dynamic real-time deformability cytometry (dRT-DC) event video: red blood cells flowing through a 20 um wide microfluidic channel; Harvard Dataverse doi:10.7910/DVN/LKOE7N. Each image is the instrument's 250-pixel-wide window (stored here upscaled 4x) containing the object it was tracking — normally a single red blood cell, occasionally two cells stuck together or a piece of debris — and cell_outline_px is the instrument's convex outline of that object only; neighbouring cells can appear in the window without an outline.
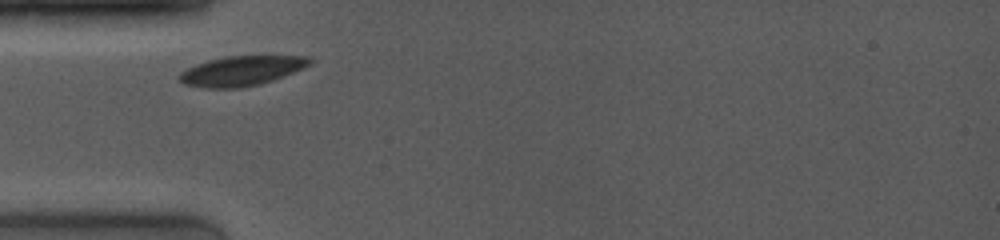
{"species": "common noctule bat (a hibernating species)", "species_latin": "Nyctalus noctula", "temperature_condition": "room temperature", "stored_images_in_passage": 6, "camera_frame_rate_fps": 4000, "um_per_image_px": 0.085, "animal": {"sex": "female", "body_mass_g": 19.0, "forearm_length_mm": 53.3}, "frame": {"image": 1, "passage_image": 1, "time_ms": 0.0, "image_size_px": [1000, 240], "cell_outline_px": [[312, 60], [304, 68], [284, 76], [260, 84], [240, 88], [204, 88], [184, 84], [180, 80], [180, 72], [196, 64], [208, 60], [224, 56], [308, 56]], "centroid_in_image_um": [20.52, 6.02], "position_along_channel_um": 64.5, "area_um2": 22.48}}
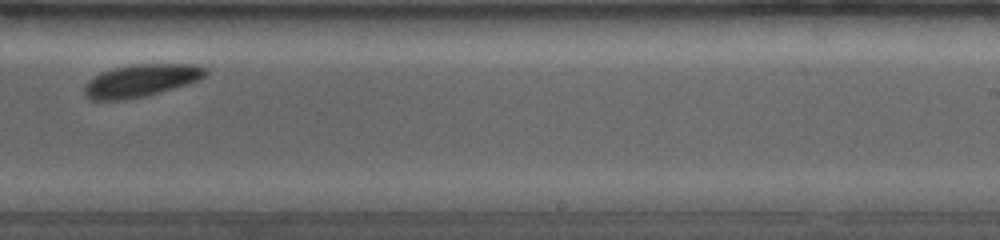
{"frame": {"image": 2, "passage_image": 6, "time_ms": 5.5, "image_size_px": [1000, 240], "cell_outline_px": [[208, 72], [200, 80], [188, 84], [160, 92], [144, 96], [124, 100], [92, 100], [84, 96], [84, 84], [88, 80], [100, 72], [112, 68], [132, 64], [196, 64], [208, 68]], "centroid_in_image_um": [11.98, 6.84], "position_along_channel_um": 277.0, "area_um2": 23.24}}